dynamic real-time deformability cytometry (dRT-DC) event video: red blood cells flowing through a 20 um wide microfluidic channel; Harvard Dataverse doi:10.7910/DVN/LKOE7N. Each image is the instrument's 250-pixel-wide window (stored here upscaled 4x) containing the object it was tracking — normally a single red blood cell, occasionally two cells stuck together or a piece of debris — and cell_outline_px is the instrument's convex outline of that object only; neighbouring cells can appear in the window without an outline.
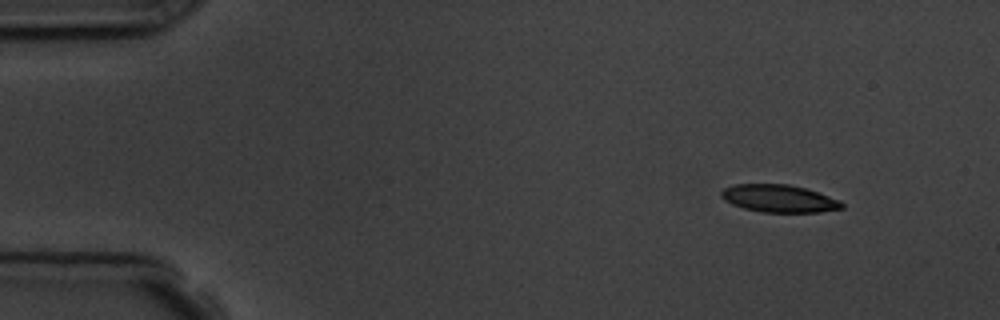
{"species": "common noctule bat (a hibernating species)", "species_latin": "Nyctalus noctula", "temperature_condition": "room temperature", "stored_images_in_passage": 4, "camera_frame_rate_fps": 3000, "um_per_image_px": 0.085, "animal": {"sex": "male", "body_mass_g": 19.5, "forearm_length_mm": 54.6}, "frame": {"image": 1, "passage_image": 1, "time_ms": 0.0, "image_size_px": [1000, 320], "cell_outline_px": [[844, 208], [820, 212], [764, 212], [744, 208], [732, 204], [724, 200], [720, 196], [720, 192], [724, 188], [732, 184], [788, 184], [804, 188], [840, 200], [844, 204]], "centroid_in_image_um": [66.2, 16.87], "position_along_channel_um": 18.8, "area_um2": 19.31}}
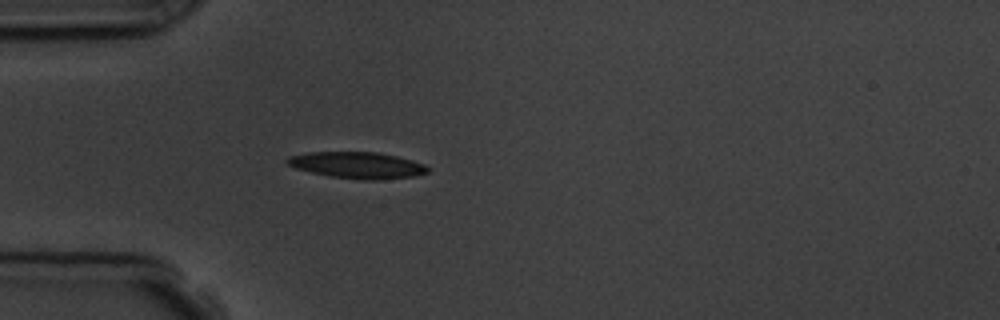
{"frame": {"image": 2, "passage_image": 4, "time_ms": 3.333, "image_size_px": [1000, 320], "cell_outline_px": [[428, 172], [412, 176], [384, 180], [360, 180], [332, 176], [312, 172], [296, 168], [288, 164], [284, 160], [288, 156], [308, 152], [376, 152], [396, 156], [412, 160], [424, 164], [428, 168]], "centroid_in_image_um": [30.36, 14.04], "position_along_channel_um": 54.6, "area_um2": 21.56}}